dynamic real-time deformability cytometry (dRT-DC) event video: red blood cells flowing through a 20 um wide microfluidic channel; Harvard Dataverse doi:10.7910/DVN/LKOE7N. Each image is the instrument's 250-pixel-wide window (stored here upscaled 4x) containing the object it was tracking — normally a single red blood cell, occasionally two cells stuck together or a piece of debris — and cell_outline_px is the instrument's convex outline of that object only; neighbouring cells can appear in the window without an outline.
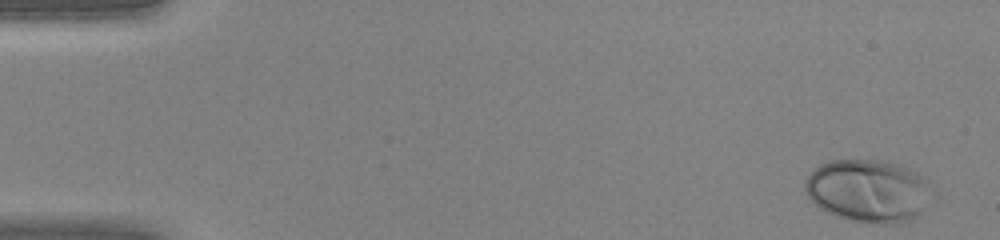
{"species": "human", "species_latin": "Homo sapiens", "temperature_condition": "warm", "stored_images_in_passage": 44, "camera_frame_rate_fps": 3000, "um_per_image_px": 0.085, "donor": {"sex": "female"}, "frame": {"image": 1, "passage_image": 1, "time_ms": 0.0, "image_size_px": [1000, 240], "cell_outline_px": [[928, 180], [920, 212], [912, 220], [900, 224], [884, 224], [852, 220], [836, 216], [820, 208], [808, 196], [804, 188], [804, 180], [820, 164], [832, 160], [880, 160], [896, 164], [908, 168], [916, 172]], "centroid_in_image_um": [73.71, 16.21], "position_along_channel_um": 11.3, "area_um2": 45.43}}
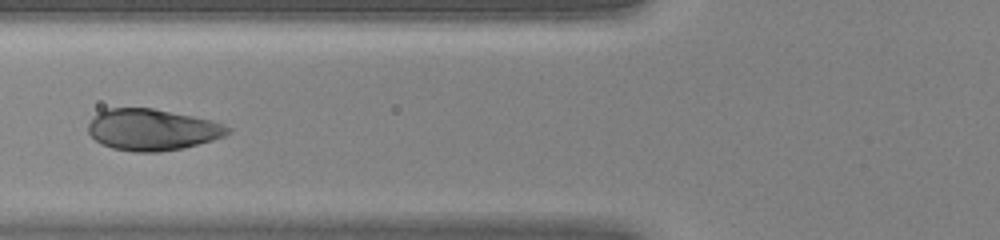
{"frame": {"image": 2, "passage_image": 17, "time_ms": 5.333, "image_size_px": [1000, 240], "cell_outline_px": [[232, 132], [224, 136], [212, 140], [184, 148], [160, 152], [132, 152], [112, 148], [100, 144], [88, 132], [88, 124], [100, 112], [108, 108], [152, 108], [212, 120], [224, 124], [232, 128]], "centroid_in_image_um": [12.97, 11.04], "position_along_channel_um": 112.8, "area_um2": 33.7}}
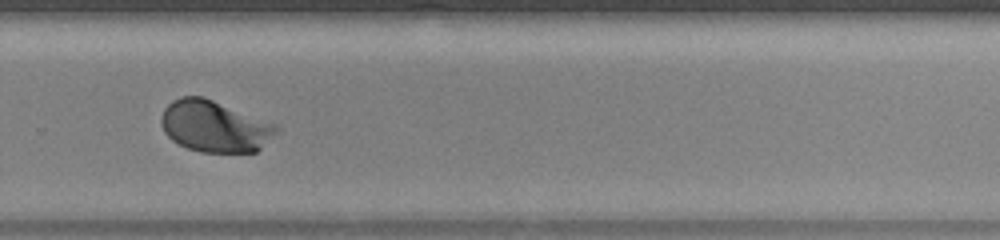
{"frame": {"image": 3, "passage_image": 30, "time_ms": 9.667, "image_size_px": [1000, 240], "cell_outline_px": [[280, 132], [256, 152], [200, 152], [188, 148], [172, 140], [164, 132], [160, 124], [160, 116], [164, 108], [172, 100], [180, 96], [204, 96], [276, 124], [280, 128]], "centroid_in_image_um": [18.25, 10.73], "position_along_channel_um": 311.6, "area_um2": 34.91}}